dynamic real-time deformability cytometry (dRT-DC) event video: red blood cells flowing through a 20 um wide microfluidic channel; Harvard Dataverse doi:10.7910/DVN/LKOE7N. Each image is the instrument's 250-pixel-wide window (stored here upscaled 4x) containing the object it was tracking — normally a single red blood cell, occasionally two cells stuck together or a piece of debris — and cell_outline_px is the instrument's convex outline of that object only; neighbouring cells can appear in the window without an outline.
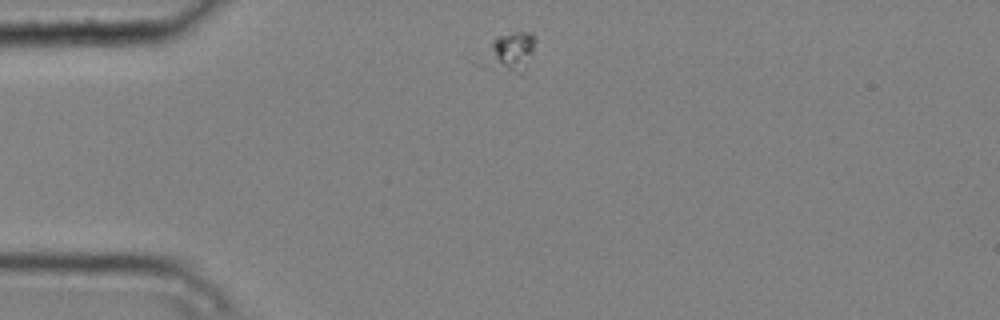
{"species": "common noctule bat (a hibernating species)", "species_latin": "Nyctalus noctula", "temperature_condition": "cold", "stored_images_in_passage": 1, "camera_frame_rate_fps": 3000, "um_per_image_px": 0.085, "animal": {"sex": "male", "body_mass_g": 20.4}, "frame": {"image": 1, "passage_image": 1, "time_ms": 0.0, "image_size_px": [1000, 320], "cell_outline_px": [[536, 40], [532, 52], [520, 72], [516, 72], [484, 68], [472, 64], [492, 40], [500, 36], [516, 32], [532, 32], [536, 36]], "centroid_in_image_um": [43.15, 4.44], "position_along_channel_um": 41.9, "area_um2": 12.37}}